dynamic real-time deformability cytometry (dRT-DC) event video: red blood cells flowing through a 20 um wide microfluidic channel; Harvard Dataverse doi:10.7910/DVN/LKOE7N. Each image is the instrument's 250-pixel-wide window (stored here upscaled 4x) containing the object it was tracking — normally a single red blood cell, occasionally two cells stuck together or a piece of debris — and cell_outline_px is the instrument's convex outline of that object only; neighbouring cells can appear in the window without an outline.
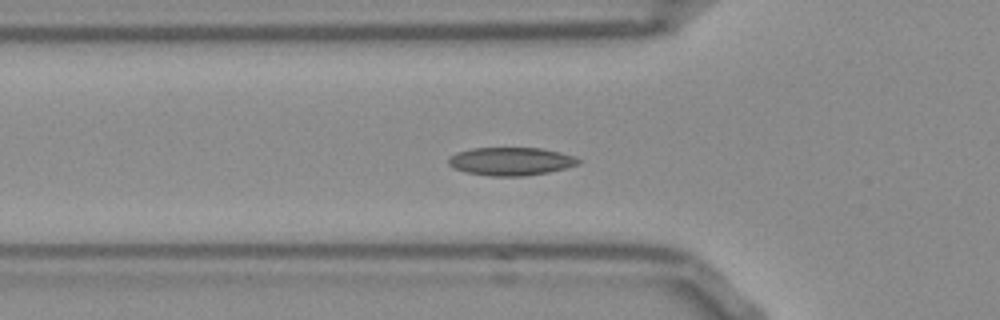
{"species": "Egyptian fruit bat (a non-hibernating species)", "species_latin": "Rousettus aegyptiacus", "temperature_condition": "room temperature", "stored_images_in_passage": 52, "camera_frame_rate_fps": 3000, "um_per_image_px": 0.085, "frame": {"image": 1, "passage_image": 16, "time_ms": 5.0, "image_size_px": [1000, 320], "cell_outline_px": [[580, 164], [548, 172], [524, 176], [488, 176], [464, 172], [452, 168], [448, 164], [448, 156], [456, 152], [472, 148], [540, 148], [560, 152], [576, 156], [580, 160]], "centroid_in_image_um": [43.38, 13.71], "position_along_channel_um": 82.4, "area_um2": 21.5}}
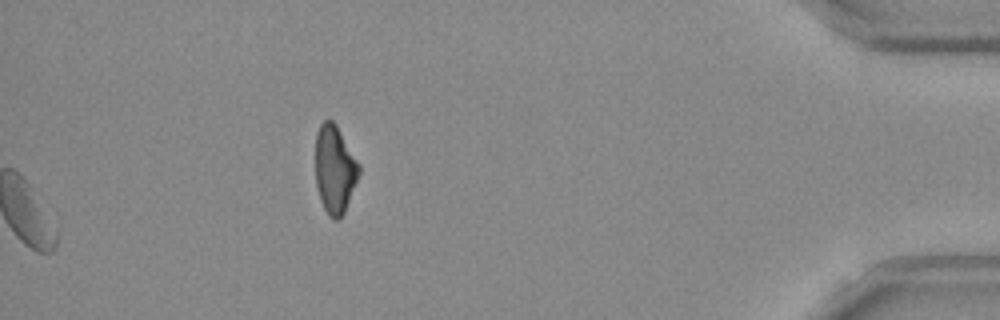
{"frame": {"image": 2, "passage_image": 52, "time_ms": 17.0, "image_size_px": [1000, 320], "cell_outline_px": [[360, 172], [344, 212], [340, 220], [336, 220], [328, 216], [320, 200], [316, 184], [316, 132], [320, 124], [324, 120], [332, 120], [336, 124], [360, 164]], "centroid_in_image_um": [28.45, 14.39], "position_along_channel_um": 406.8, "area_um2": 22.31}, "authors_computed_cell_mechanics": {"area_um2": 20.7502, "velocity_mm_per_s": 3.8164, "shape_relaxation_time_tau1_ms": 2.1419, "shape_relaxation_time_tau2_ms": 2.5887, "deformation_change_tau1": 0.0695, "deformation_change_tau2": 0.0656}}